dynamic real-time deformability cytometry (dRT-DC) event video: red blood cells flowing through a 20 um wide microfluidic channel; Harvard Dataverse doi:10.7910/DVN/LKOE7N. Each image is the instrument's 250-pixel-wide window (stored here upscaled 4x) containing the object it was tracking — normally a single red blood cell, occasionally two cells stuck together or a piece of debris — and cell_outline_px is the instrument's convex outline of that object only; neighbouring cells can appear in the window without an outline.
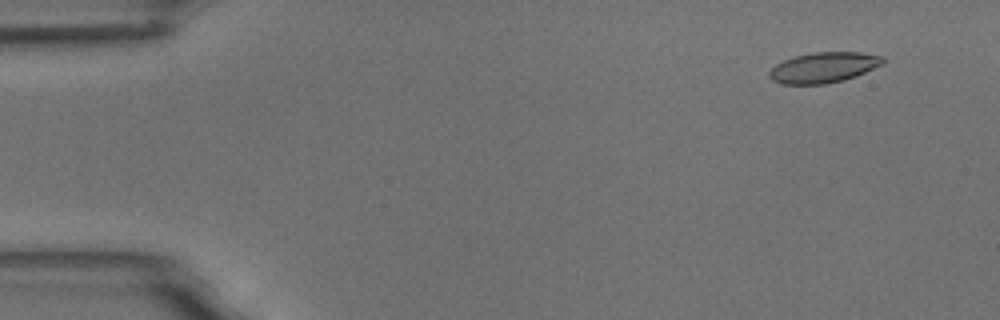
{"species": "common noctule bat (a hibernating species)", "species_latin": "Nyctalus noctula", "temperature_condition": "room temperature", "stored_images_in_passage": 5, "camera_frame_rate_fps": 3000, "um_per_image_px": 0.085, "animal": {"sex": "male", "body_mass_g": 18.8}, "frame": {"image": 1, "passage_image": 2, "time_ms": 1.0, "image_size_px": [1000, 320], "cell_outline_px": [[884, 64], [856, 76], [844, 80], [824, 84], [780, 84], [772, 80], [768, 76], [768, 72], [776, 64], [792, 56], [812, 52], [860, 52], [884, 56]], "centroid_in_image_um": [70.0, 5.73], "position_along_channel_um": 15.0, "area_um2": 20.4}}
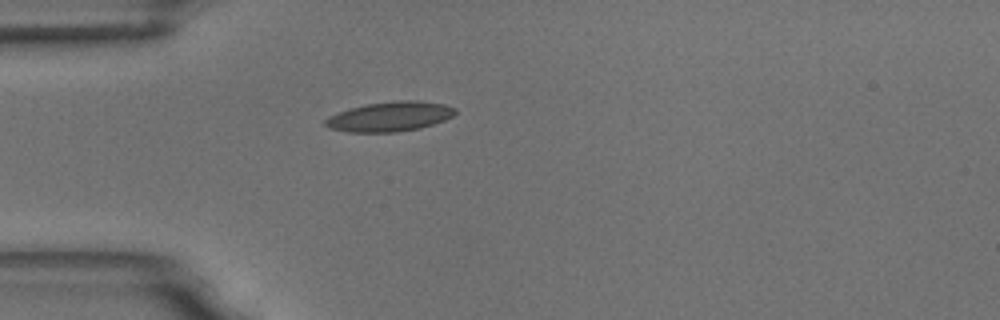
{"frame": {"image": 2, "passage_image": 5, "time_ms": 4.667, "image_size_px": [1000, 320], "cell_outline_px": [[456, 112], [452, 116], [444, 120], [420, 128], [396, 132], [348, 132], [328, 128], [324, 124], [324, 120], [328, 116], [352, 108], [368, 104], [396, 100], [420, 100], [444, 104], [456, 108]], "centroid_in_image_um": [33.14, 9.91], "position_along_channel_um": 51.9, "area_um2": 22.43}}